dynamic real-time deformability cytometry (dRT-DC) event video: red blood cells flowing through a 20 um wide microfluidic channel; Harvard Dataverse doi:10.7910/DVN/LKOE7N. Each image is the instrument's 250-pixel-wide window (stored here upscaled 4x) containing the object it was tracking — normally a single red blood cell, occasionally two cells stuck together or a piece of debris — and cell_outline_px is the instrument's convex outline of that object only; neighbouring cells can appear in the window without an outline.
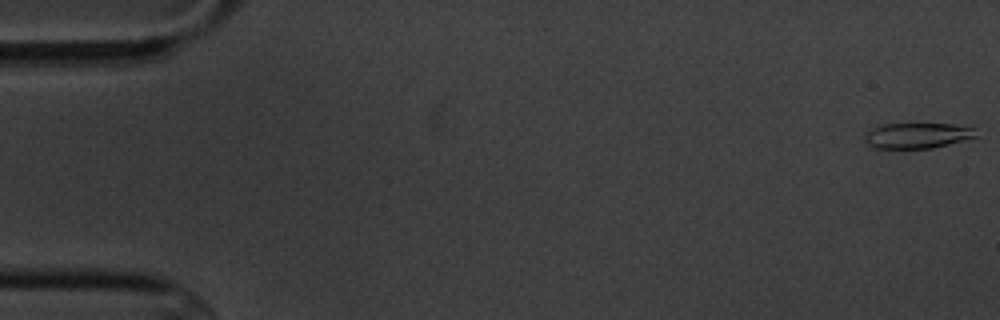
{"species": "common noctule bat (a hibernating species)", "species_latin": "Nyctalus noctula", "temperature_condition": "cold", "stored_images_in_passage": 7, "camera_frame_rate_fps": 3000, "um_per_image_px": 0.085, "animal": {"sex": "male", "body_mass_g": 20.1, "forearm_length_mm": 53.5}, "frame": {"image": 1, "passage_image": 1, "time_ms": 0.0, "image_size_px": [1000, 320], "cell_outline_px": [[976, 136], [948, 144], [932, 148], [876, 148], [868, 144], [864, 140], [864, 132], [876, 124], [952, 124], [972, 128]], "centroid_in_image_um": [77.84, 11.51], "position_along_channel_um": 7.2, "area_um2": 16.42}}
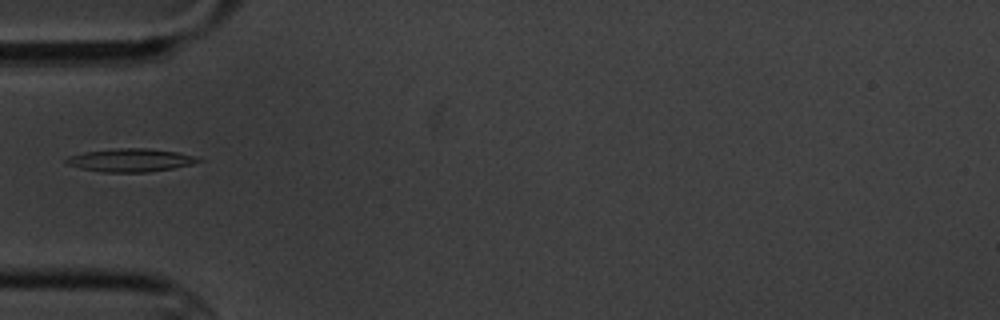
{"frame": {"image": 2, "passage_image": 6, "time_ms": 6.0, "image_size_px": [1000, 320], "cell_outline_px": [[204, 160], [192, 164], [172, 168], [148, 172], [100, 172], [80, 168], [68, 164], [64, 160], [68, 156], [84, 152], [120, 148], [148, 148], [176, 152], [196, 156]], "centroid_in_image_um": [11.1, 13.61], "position_along_channel_um": 73.9, "area_um2": 17.74}}
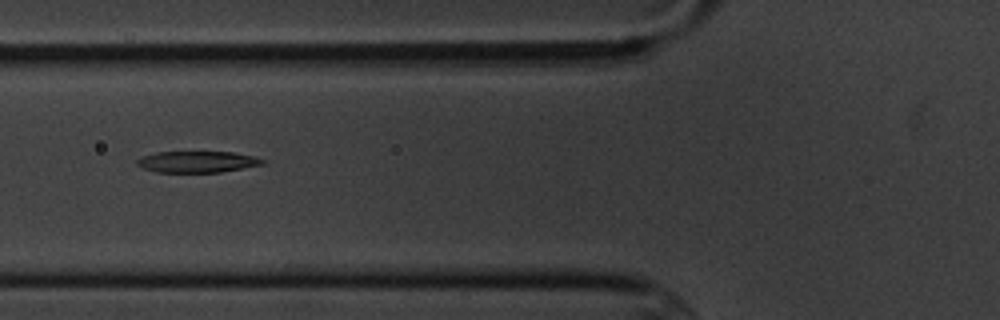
{"frame": {"image": 3, "passage_image": 7, "time_ms": 7.0, "image_size_px": [1000, 320], "cell_outline_px": [[264, 164], [244, 168], [220, 172], [156, 172], [140, 168], [136, 164], [136, 160], [144, 156], [156, 152], [232, 152], [252, 156], [264, 160]], "centroid_in_image_um": [16.72, 13.76], "position_along_channel_um": 109.1, "area_um2": 15.55}}